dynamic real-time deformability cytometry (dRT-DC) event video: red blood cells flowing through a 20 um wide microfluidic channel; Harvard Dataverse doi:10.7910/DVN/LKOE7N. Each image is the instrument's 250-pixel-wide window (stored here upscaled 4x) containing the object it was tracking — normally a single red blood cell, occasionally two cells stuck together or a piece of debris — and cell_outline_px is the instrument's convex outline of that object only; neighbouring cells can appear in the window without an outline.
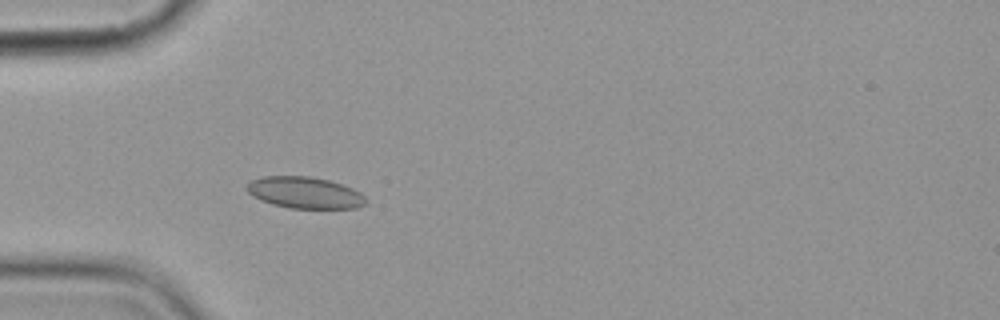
{"species": "common noctule bat (a hibernating species)", "species_latin": "Nyctalus noctula", "temperature_condition": "cold", "stored_images_in_passage": 3, "camera_frame_rate_fps": 3000, "um_per_image_px": 0.085, "animal": {"sex": "female", "body_mass_g": 19.9}, "frame": {"image": 1, "passage_image": 3, "time_ms": 3.333, "image_size_px": [1000, 320], "cell_outline_px": [[368, 204], [356, 208], [288, 208], [272, 204], [260, 200], [252, 196], [244, 188], [252, 180], [264, 176], [312, 176], [328, 180], [352, 188], [360, 192], [368, 200]], "centroid_in_image_um": [25.91, 16.38], "position_along_channel_um": 59.1, "area_um2": 22.02}}